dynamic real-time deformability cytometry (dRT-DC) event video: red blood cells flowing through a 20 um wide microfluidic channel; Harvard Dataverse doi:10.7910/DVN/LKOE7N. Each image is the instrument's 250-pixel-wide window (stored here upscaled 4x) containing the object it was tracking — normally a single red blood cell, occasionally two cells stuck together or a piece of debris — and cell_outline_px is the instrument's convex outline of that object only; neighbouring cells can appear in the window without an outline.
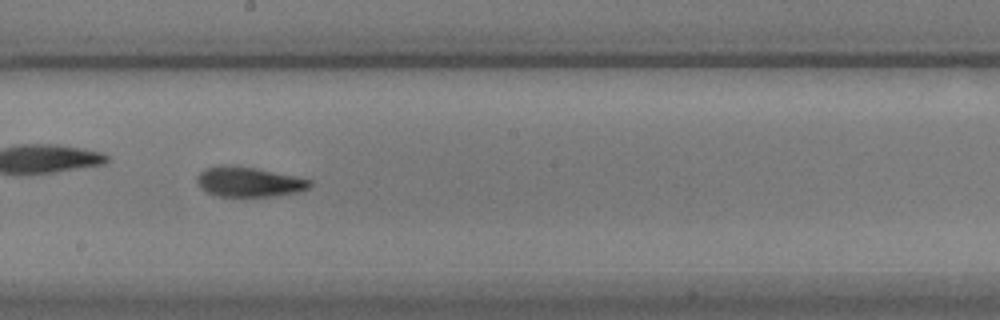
{"species": "common noctule bat (a hibernating species)", "species_latin": "Nyctalus noctula", "temperature_condition": "warm", "stored_images_in_passage": 46, "camera_frame_rate_fps": 3000, "um_per_image_px": 0.085, "animal": {"sex": "male", "body_mass_g": 17.9}, "frame": {"image": 1, "passage_image": 20, "time_ms": 6.333, "image_size_px": [1000, 320], "cell_outline_px": [[312, 184], [308, 188], [300, 192], [276, 196], [216, 196], [200, 188], [196, 184], [196, 176], [204, 168], [220, 164], [228, 164], [256, 168], [312, 180]], "centroid_in_image_um": [21.11, 15.45], "position_along_channel_um": 227.1, "area_um2": 19.94}}
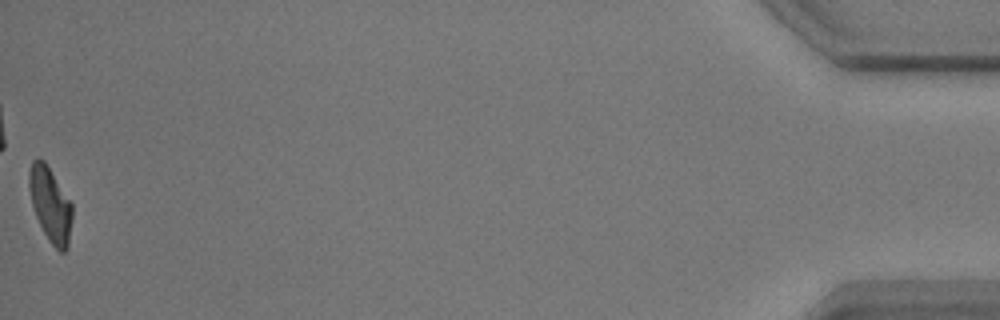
{"frame": {"image": 2, "passage_image": 46, "time_ms": 15.0, "image_size_px": [1000, 320], "cell_outline_px": [[72, 220], [68, 248], [64, 252], [60, 252], [48, 240], [36, 216], [32, 204], [28, 188], [28, 172], [32, 160], [44, 160], [72, 204]], "centroid_in_image_um": [4.27, 17.4], "position_along_channel_um": 430.9, "area_um2": 18.61}, "authors_computed_cell_mechanics": {"area_um2": 19.3341, "velocity_mm_per_s": 3.4702, "shape_relaxation_time_tau1_ms": 5.2521, "shape_relaxation_time_tau2_ms": 3.1597, "deformation_change_tau1": 0.1806, "deformation_change_tau2": 0.1075}}